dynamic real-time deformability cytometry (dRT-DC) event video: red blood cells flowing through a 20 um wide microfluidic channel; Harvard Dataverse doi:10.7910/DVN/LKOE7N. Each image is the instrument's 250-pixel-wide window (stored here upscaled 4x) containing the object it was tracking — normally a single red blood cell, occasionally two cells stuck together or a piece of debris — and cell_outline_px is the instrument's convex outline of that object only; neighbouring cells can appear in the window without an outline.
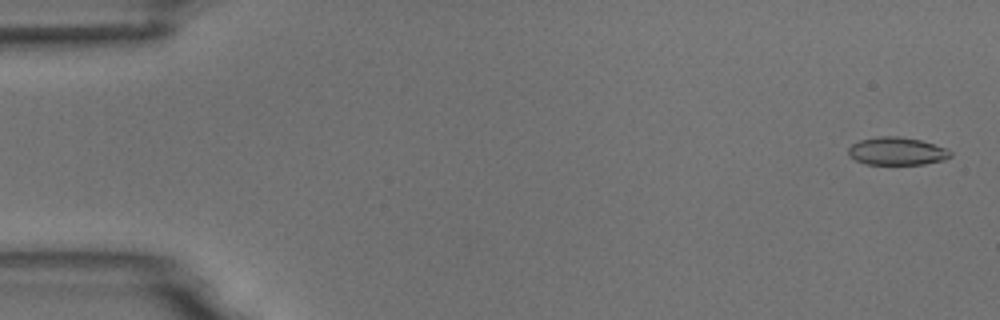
{"species": "common noctule bat (a hibernating species)", "species_latin": "Nyctalus noctula", "temperature_condition": "room temperature", "stored_images_in_passage": 54, "camera_frame_rate_fps": 3000, "um_per_image_px": 0.085, "animal": {"sex": "male", "body_mass_g": 18.8}, "frame": {"image": 1, "passage_image": 2, "time_ms": 0.333, "image_size_px": [1000, 320], "cell_outline_px": [[952, 156], [944, 160], [924, 164], [868, 164], [856, 160], [848, 156], [848, 148], [852, 144], [860, 140], [880, 136], [896, 136], [920, 140], [944, 148], [952, 152]], "centroid_in_image_um": [76.22, 12.85], "position_along_channel_um": 8.8, "area_um2": 16.42}}
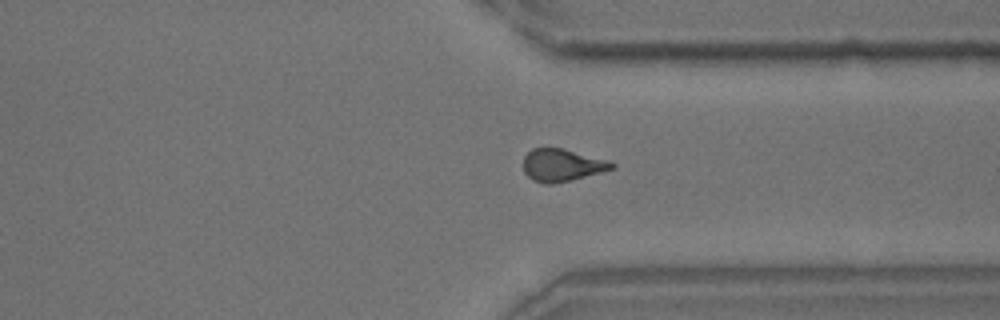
{"frame": {"image": 2, "passage_image": 41, "time_ms": 13.333, "image_size_px": [1000, 320], "cell_outline_px": [[616, 168], [572, 180], [552, 184], [544, 184], [532, 180], [524, 172], [524, 156], [532, 148], [564, 148], [608, 160], [616, 164]], "centroid_in_image_um": [47.79, 14.04], "position_along_channel_um": 363.6, "area_um2": 16.88}}
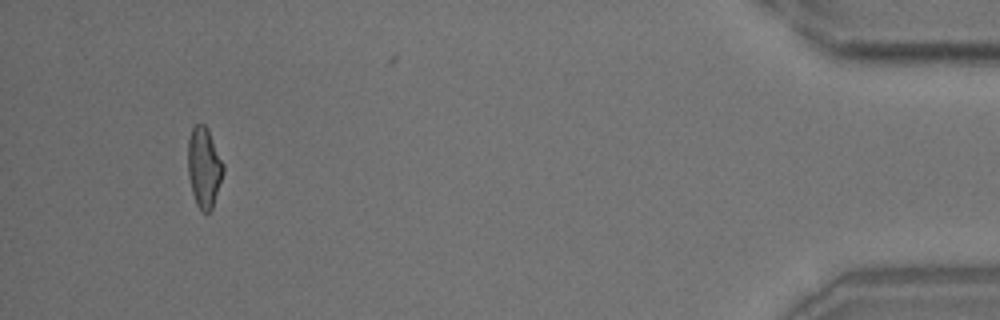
{"frame": {"image": 3, "passage_image": 51, "time_ms": 16.667, "image_size_px": [1000, 320], "cell_outline_px": [[224, 172], [212, 208], [208, 212], [200, 212], [196, 204], [192, 192], [188, 176], [188, 140], [192, 128], [196, 124], [204, 124], [208, 128], [224, 164]], "centroid_in_image_um": [17.34, 14.23], "position_along_channel_um": 417.9, "area_um2": 16.65}, "authors_computed_cell_mechanics": {"area_um2": 16.9354, "velocity_mm_per_s": 3.7671, "shape_relaxation_time_tau1_ms": 7.2889, "shape_relaxation_time_tau2_ms": 1.758, "deformation_change_tau1": 0.183, "deformation_change_tau2": 0.0951}}